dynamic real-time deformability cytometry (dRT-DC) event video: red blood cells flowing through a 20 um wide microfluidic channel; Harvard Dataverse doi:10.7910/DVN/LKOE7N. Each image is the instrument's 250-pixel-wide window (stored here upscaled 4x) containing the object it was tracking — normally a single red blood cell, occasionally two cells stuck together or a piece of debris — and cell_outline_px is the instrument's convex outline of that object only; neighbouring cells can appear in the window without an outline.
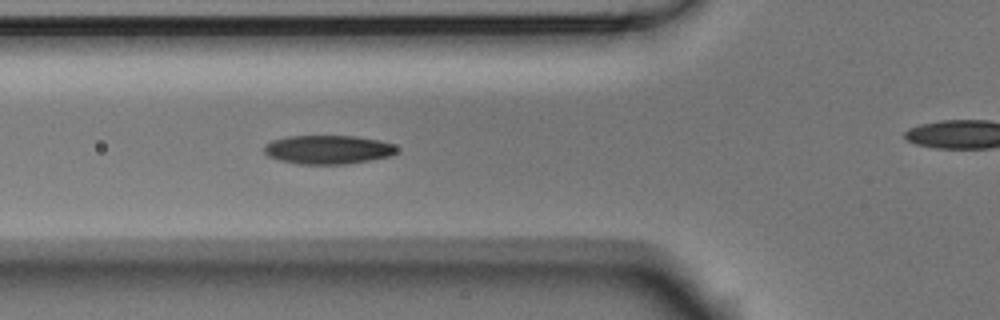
{"species": "Egyptian fruit bat (a non-hibernating species)", "species_latin": "Rousettus aegyptiacus", "temperature_condition": "room temperature", "stored_images_in_passage": 17, "camera_frame_rate_fps": 3000, "um_per_image_px": 0.085, "animal": {"sex": "male"}, "frame": {"image": 1, "passage_image": 8, "time_ms": 2.333, "image_size_px": [1000, 320], "cell_outline_px": [[396, 152], [392, 156], [348, 164], [300, 164], [280, 160], [268, 156], [264, 152], [264, 144], [272, 140], [288, 136], [356, 136], [380, 140], [392, 144], [396, 148]], "centroid_in_image_um": [27.87, 12.71], "position_along_channel_um": 97.9, "area_um2": 22.31}}
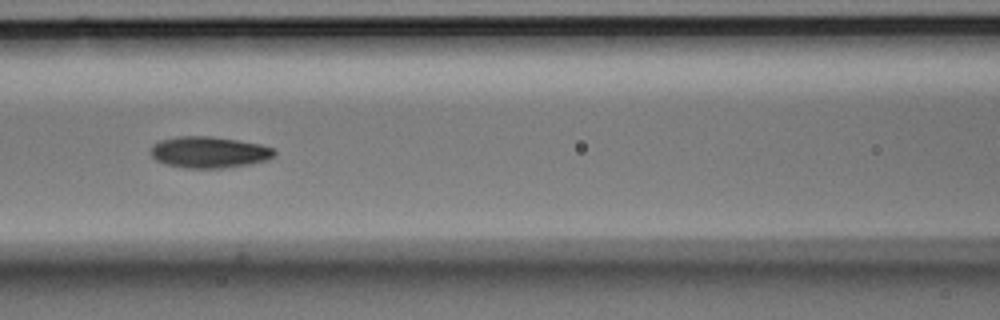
{"frame": {"image": 2, "passage_image": 12, "time_ms": 3.667, "image_size_px": [1000, 320], "cell_outline_px": [[276, 152], [268, 160], [248, 164], [224, 168], [184, 168], [164, 164], [156, 160], [152, 156], [152, 144], [160, 140], [176, 136], [212, 136], [260, 144], [272, 148]], "centroid_in_image_um": [17.74, 12.94], "position_along_channel_um": 148.9, "area_um2": 22.6}}